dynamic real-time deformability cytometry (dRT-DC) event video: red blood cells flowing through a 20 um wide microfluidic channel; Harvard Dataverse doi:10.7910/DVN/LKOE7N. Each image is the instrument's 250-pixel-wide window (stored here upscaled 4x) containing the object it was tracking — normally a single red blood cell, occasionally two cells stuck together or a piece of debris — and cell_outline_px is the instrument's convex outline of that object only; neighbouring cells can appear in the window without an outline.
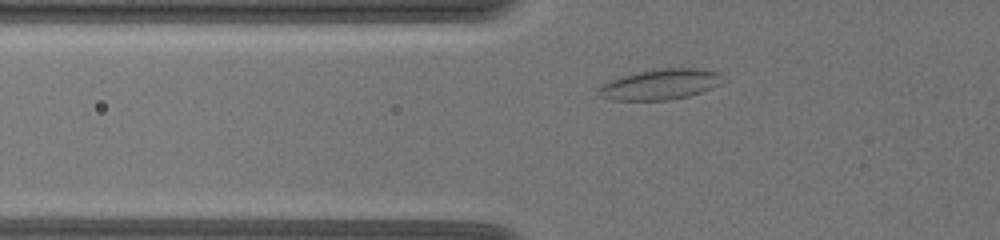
{"species": "common noctule bat (a hibernating species)", "species_latin": "Nyctalus noctula", "temperature_condition": "warm", "stored_images_in_passage": 6, "camera_frame_rate_fps": 3000, "um_per_image_px": 0.085, "animal": {"sex": "female", "body_mass_g": 19.5, "forearm_length_mm": 54.1}, "frame": {"image": 1, "passage_image": 2, "time_ms": 0.667, "image_size_px": [1000, 240], "cell_outline_px": [[720, 84], [712, 88], [688, 96], [668, 100], [612, 100], [600, 96], [596, 92], [596, 88], [600, 84], [608, 80], [620, 76], [636, 72], [660, 68], [696, 68], [720, 72]], "centroid_in_image_um": [56.03, 7.17], "position_along_channel_um": 69.8, "area_um2": 22.25}}